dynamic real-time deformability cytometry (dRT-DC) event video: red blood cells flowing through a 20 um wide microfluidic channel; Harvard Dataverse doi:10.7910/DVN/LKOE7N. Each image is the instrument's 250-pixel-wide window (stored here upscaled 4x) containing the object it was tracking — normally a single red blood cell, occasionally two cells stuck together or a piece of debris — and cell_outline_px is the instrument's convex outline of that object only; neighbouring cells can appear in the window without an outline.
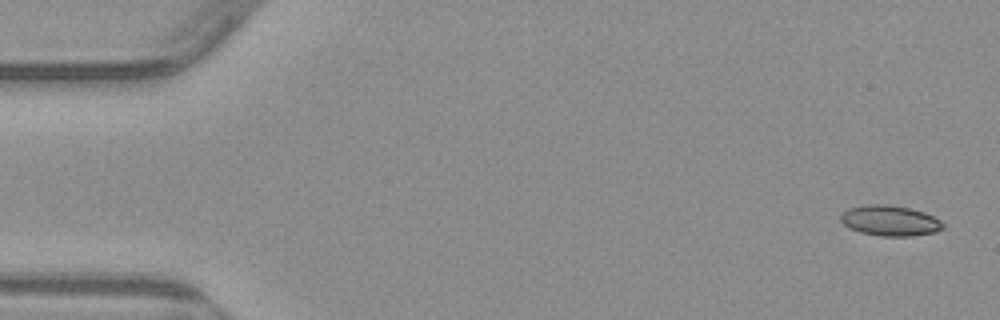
{"species": "common noctule bat (a hibernating species)", "species_latin": "Nyctalus noctula", "temperature_condition": "warm", "stored_images_in_passage": 5, "camera_frame_rate_fps": 3000, "um_per_image_px": 0.085, "animal": {"sex": "male", "body_mass_g": 23.1, "forearm_length_mm": 52.7}, "frame": {"image": 1, "passage_image": 1, "time_ms": 0.0, "image_size_px": [1000, 320], "cell_outline_px": [[944, 228], [936, 232], [912, 236], [880, 236], [860, 232], [848, 228], [840, 220], [840, 216], [848, 208], [864, 204], [888, 204], [908, 208], [924, 212], [940, 220], [944, 224]], "centroid_in_image_um": [75.64, 18.76], "position_along_channel_um": 9.4, "area_um2": 18.26}}
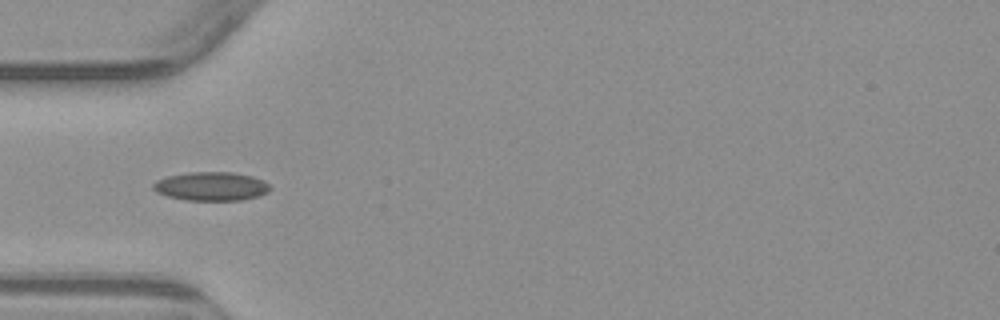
{"frame": {"image": 2, "passage_image": 5, "time_ms": 5.0, "image_size_px": [1000, 320], "cell_outline_px": [[272, 188], [268, 192], [256, 196], [240, 200], [188, 200], [168, 196], [156, 192], [152, 188], [152, 184], [156, 180], [168, 176], [188, 172], [232, 172], [252, 176], [264, 180]], "centroid_in_image_um": [17.94, 15.83], "position_along_channel_um": 67.1, "area_um2": 19.54}}